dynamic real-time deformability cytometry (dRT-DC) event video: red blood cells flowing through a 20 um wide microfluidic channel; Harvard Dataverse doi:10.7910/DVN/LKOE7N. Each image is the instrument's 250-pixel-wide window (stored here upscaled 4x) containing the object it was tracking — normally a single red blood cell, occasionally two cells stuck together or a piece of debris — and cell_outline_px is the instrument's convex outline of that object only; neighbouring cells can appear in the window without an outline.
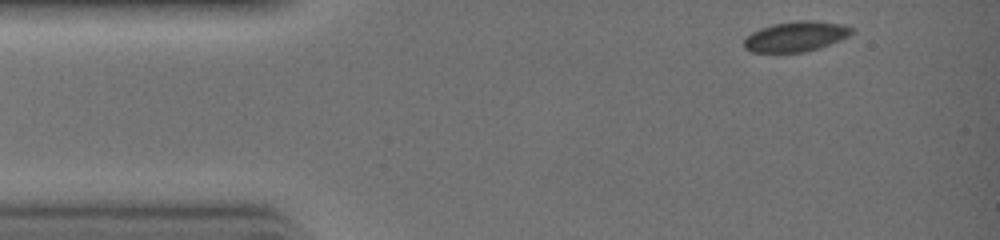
{"species": "common noctule bat (a hibernating species)", "species_latin": "Nyctalus noctula", "temperature_condition": "warm", "stored_images_in_passage": 27, "camera_frame_rate_fps": 3000, "um_per_image_px": 0.085, "animal": {"sex": "female", "body_mass_g": 19.0, "forearm_length_mm": 51.5}, "frame": {"image": 1, "passage_image": 1, "time_ms": 0.0, "image_size_px": [1000, 240], "cell_outline_px": [[852, 32], [848, 36], [840, 40], [820, 48], [804, 52], [752, 52], [744, 48], [744, 40], [752, 32], [760, 28], [772, 24], [796, 20], [816, 20], [844, 24], [852, 28]], "centroid_in_image_um": [67.65, 3.09], "position_along_channel_um": 17.3, "area_um2": 19.02}}
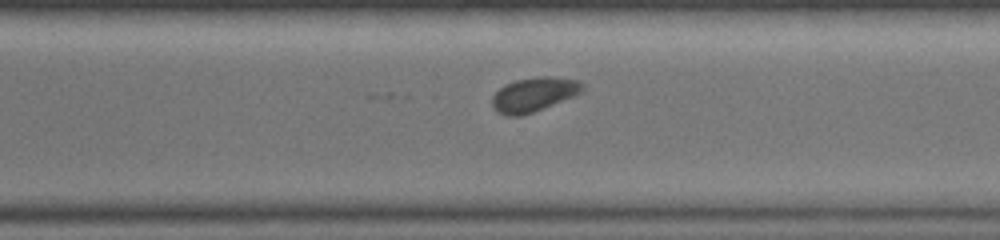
{"frame": {"image": 2, "passage_image": 20, "time_ms": 6.333, "image_size_px": [1000, 240], "cell_outline_px": [[584, 92], [576, 96], [532, 112], [520, 116], [508, 116], [496, 112], [492, 104], [492, 96], [504, 84], [516, 80], [540, 76], [548, 76], [580, 80], [584, 84]], "centroid_in_image_um": [45.42, 8.02], "position_along_channel_um": 325.2, "area_um2": 18.21}}
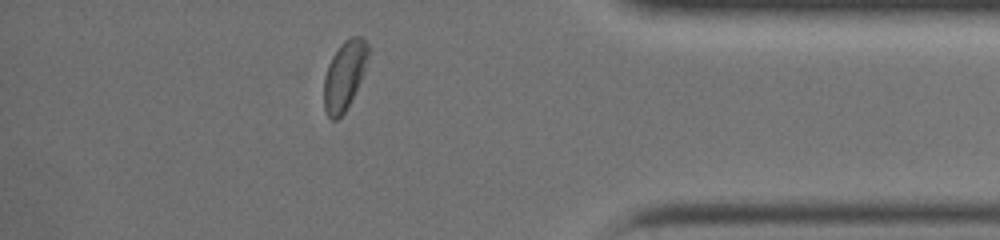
{"frame": {"image": 3, "passage_image": 25, "time_ms": 8.0, "image_size_px": [1000, 240], "cell_outline_px": [[368, 56], [360, 80], [344, 112], [336, 120], [332, 120], [328, 116], [324, 108], [324, 76], [328, 64], [332, 56], [340, 44], [344, 40], [352, 36], [360, 36], [368, 44]], "centroid_in_image_um": [29.24, 6.38], "position_along_channel_um": 406.0, "area_um2": 17.4}}